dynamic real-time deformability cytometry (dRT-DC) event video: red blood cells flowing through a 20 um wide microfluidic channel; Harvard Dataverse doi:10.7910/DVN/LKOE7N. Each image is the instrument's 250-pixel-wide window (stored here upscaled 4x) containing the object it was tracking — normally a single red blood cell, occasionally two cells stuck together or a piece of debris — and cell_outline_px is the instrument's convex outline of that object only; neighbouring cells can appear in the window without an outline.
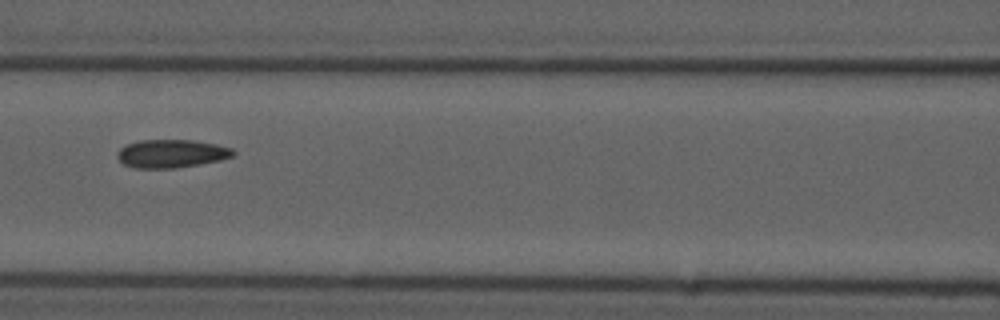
{"species": "common noctule bat (a hibernating species)", "species_latin": "Nyctalus noctula", "temperature_condition": "cold", "stored_images_in_passage": 6, "camera_frame_rate_fps": 3000, "um_per_image_px": 0.085, "animal": {"sex": "male", "forearm_length_mm": 52.5}, "frame": {"image": 1, "passage_image": 5, "time_ms": 5.667, "image_size_px": [1000, 320], "cell_outline_px": [[236, 152], [232, 156], [220, 160], [176, 168], [132, 168], [124, 164], [116, 156], [120, 148], [128, 144], [140, 140], [192, 140], [216, 144], [232, 148]], "centroid_in_image_um": [14.56, 13.06], "position_along_channel_um": 152.0, "area_um2": 18.96}}
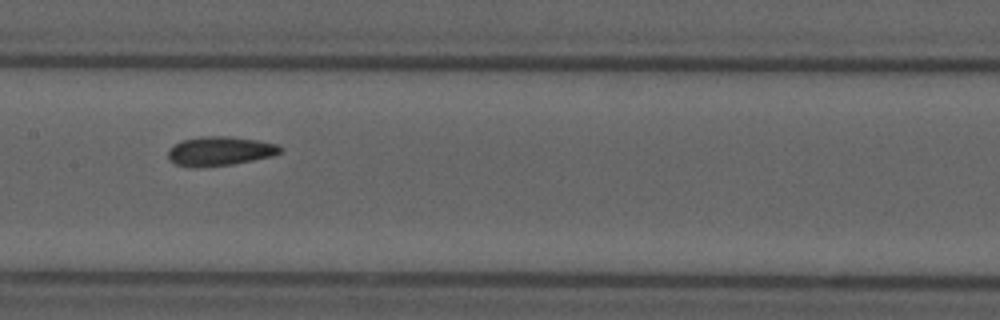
{"frame": {"image": 2, "passage_image": 6, "time_ms": 6.667, "image_size_px": [1000, 320], "cell_outline_px": [[284, 152], [272, 156], [232, 164], [196, 168], [192, 168], [176, 164], [168, 160], [168, 148], [180, 140], [204, 136], [228, 136], [256, 140], [276, 144], [284, 148]], "centroid_in_image_um": [18.66, 12.85], "position_along_channel_um": 188.7, "area_um2": 19.31}}